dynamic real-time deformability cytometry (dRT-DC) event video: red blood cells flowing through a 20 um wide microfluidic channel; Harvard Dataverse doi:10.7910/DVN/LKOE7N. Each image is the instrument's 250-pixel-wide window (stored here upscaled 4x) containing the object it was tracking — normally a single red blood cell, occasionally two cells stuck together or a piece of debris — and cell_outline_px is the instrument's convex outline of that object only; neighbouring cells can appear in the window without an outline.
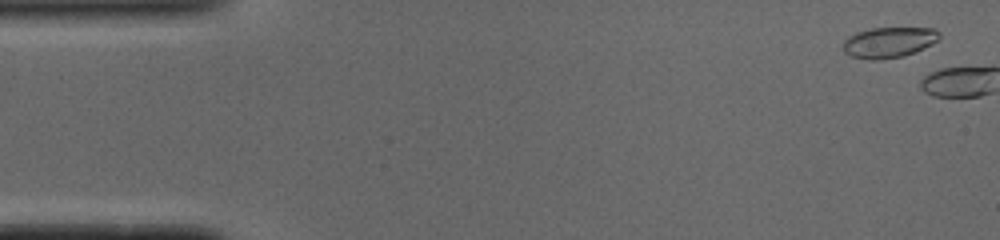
{"species": "common noctule bat (a hibernating species)", "species_latin": "Nyctalus noctula", "temperature_condition": "cold", "stored_images_in_passage": 4, "camera_frame_rate_fps": 3000, "um_per_image_px": 0.085, "animal": {"sex": "male", "body_mass_g": 19.0, "forearm_length_mm": 50.8}, "frame": {"image": 1, "passage_image": 2, "time_ms": 0.333, "image_size_px": [1000, 240], "cell_outline_px": [[940, 36], [936, 40], [904, 56], [876, 60], [872, 60], [852, 56], [844, 52], [844, 40], [848, 36], [856, 32], [872, 28], [932, 28], [940, 32]], "centroid_in_image_um": [75.5, 3.59], "position_along_channel_um": 9.5, "area_um2": 16.76}}